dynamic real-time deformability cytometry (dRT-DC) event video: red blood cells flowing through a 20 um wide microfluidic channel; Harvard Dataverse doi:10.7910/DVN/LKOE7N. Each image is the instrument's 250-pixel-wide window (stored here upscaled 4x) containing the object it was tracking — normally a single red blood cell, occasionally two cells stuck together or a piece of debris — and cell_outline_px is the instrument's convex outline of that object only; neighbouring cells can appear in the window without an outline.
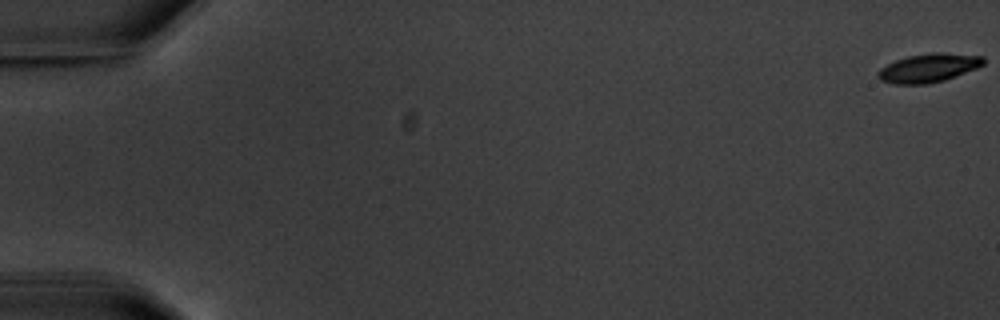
{"species": "common noctule bat (a hibernating species)", "species_latin": "Nyctalus noctula", "temperature_condition": "warm", "stored_images_in_passage": 6, "camera_frame_rate_fps": 3000, "um_per_image_px": 0.085, "animal": {"sex": "male", "body_mass_g": 20.1, "forearm_length_mm": 53.5}, "frame": {"image": 1, "passage_image": 1, "time_ms": 0.0, "image_size_px": [1000, 320], "cell_outline_px": [[984, 64], [976, 68], [944, 80], [928, 84], [892, 84], [880, 80], [876, 76], [876, 72], [880, 68], [896, 60], [908, 56], [932, 52], [940, 52], [984, 56]], "centroid_in_image_um": [78.89, 5.77], "position_along_channel_um": 6.1, "area_um2": 17.63}}
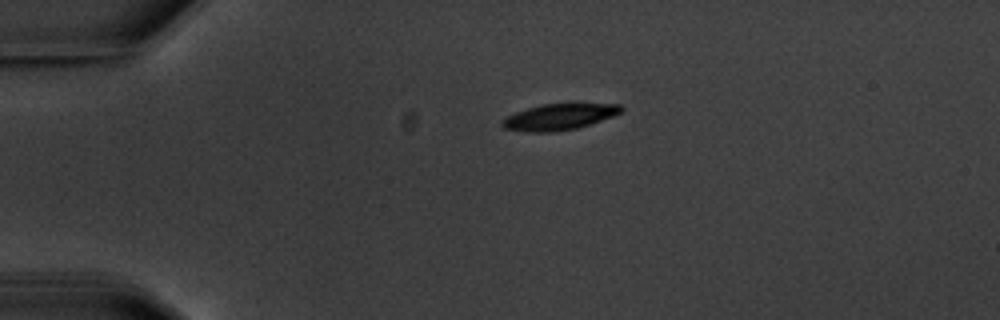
{"frame": {"image": 2, "passage_image": 5, "time_ms": 4.667, "image_size_px": [1000, 320], "cell_outline_px": [[624, 108], [620, 112], [612, 116], [576, 128], [552, 132], [524, 132], [504, 128], [500, 124], [500, 120], [516, 112], [528, 108], [544, 104], [620, 104]], "centroid_in_image_um": [47.47, 9.94], "position_along_channel_um": 37.5, "area_um2": 17.8}}
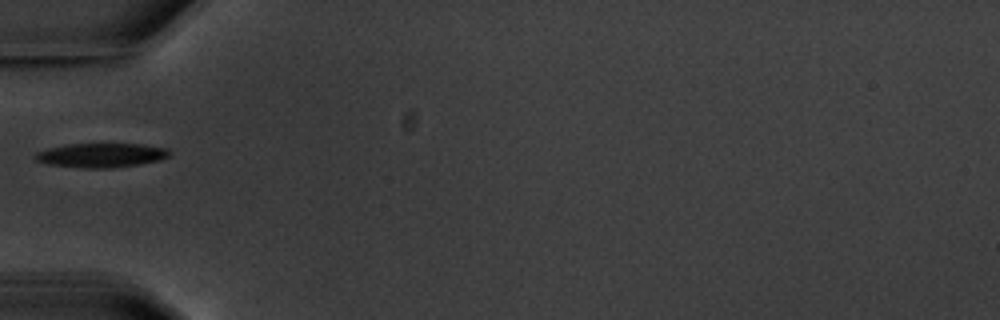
{"frame": {"image": 3, "passage_image": 6, "time_ms": 7.0, "image_size_px": [1000, 320], "cell_outline_px": [[172, 152], [168, 156], [160, 160], [112, 168], [84, 168], [48, 164], [36, 160], [32, 156], [36, 152], [48, 148], [68, 144], [140, 144], [168, 148]], "centroid_in_image_um": [8.59, 13.19], "position_along_channel_um": 76.4, "area_um2": 18.9}}